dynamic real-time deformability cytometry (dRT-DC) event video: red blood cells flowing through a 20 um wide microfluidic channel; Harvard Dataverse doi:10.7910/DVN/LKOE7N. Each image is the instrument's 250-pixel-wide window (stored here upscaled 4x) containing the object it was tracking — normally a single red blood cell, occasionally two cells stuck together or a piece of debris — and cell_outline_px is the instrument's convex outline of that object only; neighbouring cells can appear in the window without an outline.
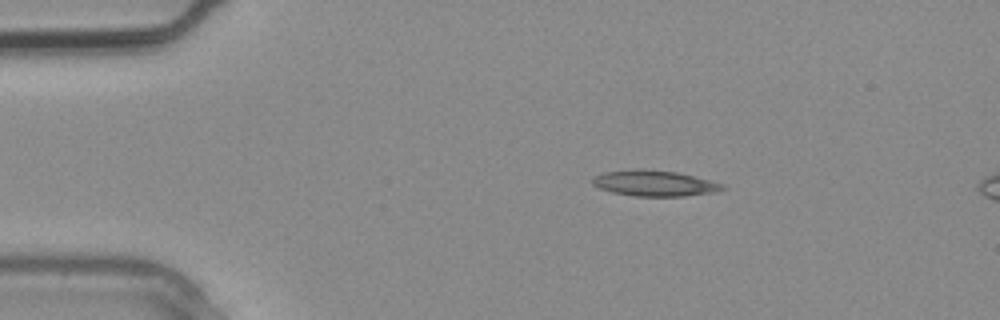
{"species": "common noctule bat (a hibernating species)", "species_latin": "Nyctalus noctula", "temperature_condition": "warm", "stored_images_in_passage": 2, "camera_frame_rate_fps": 3000, "um_per_image_px": 0.085, "animal": {"sex": "male", "body_mass_g": 20.4}, "frame": {"image": 1, "passage_image": 1, "time_ms": 0.0, "image_size_px": [1000, 320], "cell_outline_px": [[728, 188], [712, 192], [684, 196], [632, 196], [612, 192], [600, 188], [592, 184], [592, 176], [600, 172], [632, 168], [644, 168], [676, 172], [724, 184]], "centroid_in_image_um": [55.55, 15.56], "position_along_channel_um": 29.5, "area_um2": 19.77}}
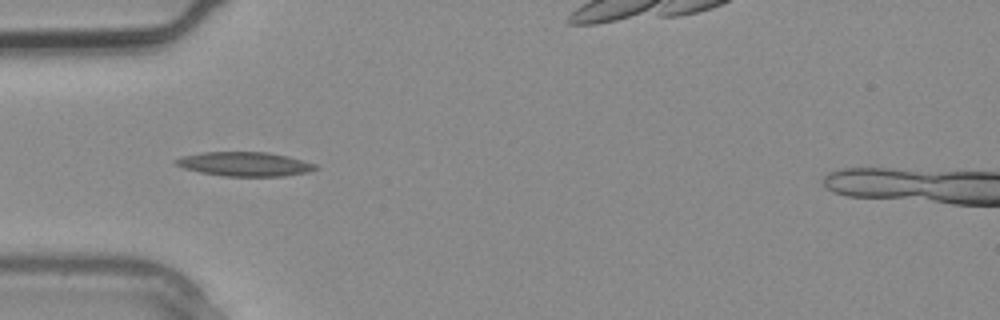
{"frame": {"image": 2, "passage_image": 2, "time_ms": 0.333, "image_size_px": [1000, 320], "cell_outline_px": [[320, 168], [308, 172], [284, 176], [224, 176], [200, 172], [184, 168], [172, 164], [172, 160], [180, 156], [204, 152], [268, 152], [288, 156], [316, 164]], "centroid_in_image_um": [20.77, 13.94], "position_along_channel_um": 64.2, "area_um2": 19.88}}